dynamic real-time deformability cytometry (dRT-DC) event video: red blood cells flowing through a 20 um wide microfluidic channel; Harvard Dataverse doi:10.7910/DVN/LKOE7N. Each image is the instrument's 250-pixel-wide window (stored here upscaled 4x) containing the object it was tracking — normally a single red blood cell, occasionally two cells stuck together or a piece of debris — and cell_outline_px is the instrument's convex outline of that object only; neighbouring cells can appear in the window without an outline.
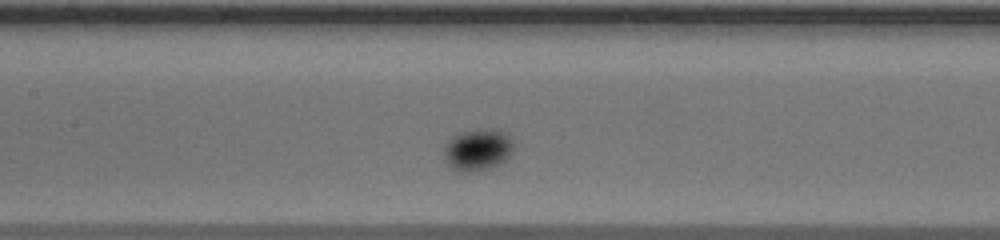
{"species": "human", "species_latin": "Homo sapiens", "temperature_condition": "warm", "stored_images_in_passage": 43, "camera_frame_rate_fps": 3000, "um_per_image_px": 0.085, "donor": {"sex": "male"}, "frame": {"image": 1, "passage_image": 13, "time_ms": 4.0, "image_size_px": [1000, 240], "cell_outline_px": [[516, 148], [512, 156], [504, 164], [496, 168], [464, 176], [456, 172], [444, 160], [444, 144], [452, 136], [460, 132], [480, 128], [500, 128], [508, 132], [512, 136]], "centroid_in_image_um": [40.69, 12.77], "position_along_channel_um": 166.7, "area_um2": 18.84}}
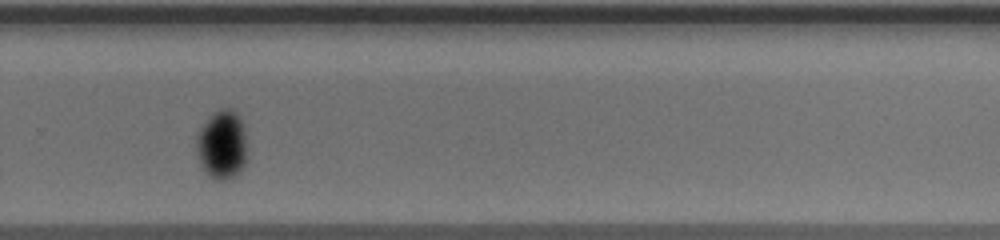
{"frame": {"image": 2, "passage_image": 25, "time_ms": 8.0, "image_size_px": [1000, 240], "cell_outline_px": [[248, 164], [240, 176], [232, 180], [212, 180], [200, 168], [196, 156], [196, 132], [200, 124], [212, 112], [220, 108], [236, 108], [244, 124], [248, 140]], "centroid_in_image_um": [18.91, 12.33], "position_along_channel_um": 310.9, "area_um2": 22.6}}
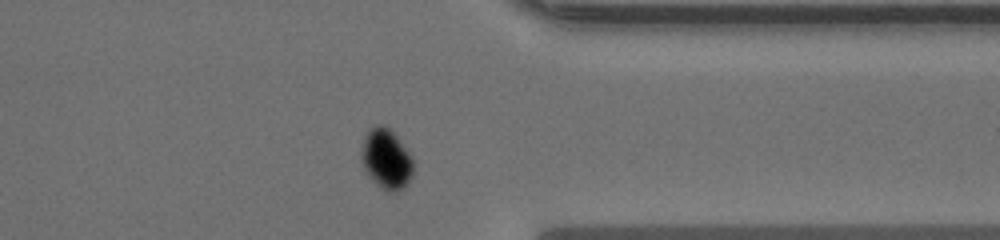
{"frame": {"image": 3, "passage_image": 31, "time_ms": 10.0, "image_size_px": [1000, 240], "cell_outline_px": [[416, 168], [412, 180], [408, 188], [400, 192], [384, 192], [364, 172], [360, 164], [360, 148], [364, 136], [368, 128], [372, 124], [384, 124], [392, 128], [396, 132], [408, 148], [416, 160]], "centroid_in_image_um": [32.89, 13.52], "position_along_channel_um": 378.5, "area_um2": 20.29}}